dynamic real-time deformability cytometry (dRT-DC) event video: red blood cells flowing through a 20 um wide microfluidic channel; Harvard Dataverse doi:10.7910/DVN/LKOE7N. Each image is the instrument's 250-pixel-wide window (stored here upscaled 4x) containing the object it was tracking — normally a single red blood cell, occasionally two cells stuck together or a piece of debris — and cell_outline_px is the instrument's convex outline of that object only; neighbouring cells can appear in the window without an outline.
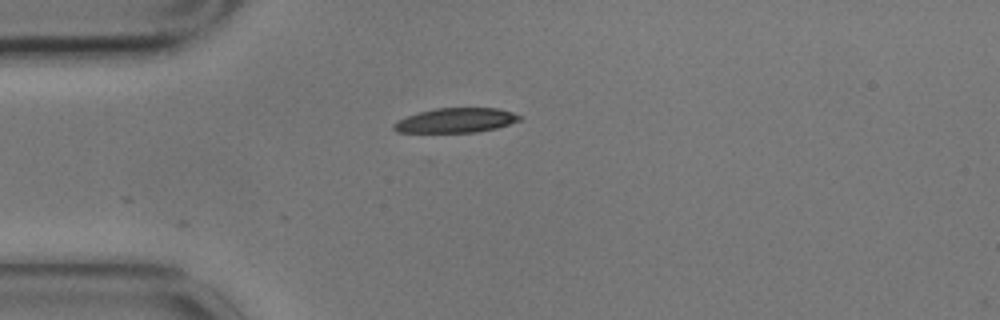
{"species": "common noctule bat (a hibernating species)", "species_latin": "Nyctalus noctula", "temperature_condition": "cold", "stored_images_in_passage": 2, "camera_frame_rate_fps": 3000, "um_per_image_px": 0.085, "animal": {"sex": "male", "body_mass_g": 17.9}, "frame": {"image": 1, "passage_image": 2, "time_ms": 0.333, "image_size_px": [1000, 320], "cell_outline_px": [[524, 116], [520, 120], [496, 128], [476, 132], [396, 132], [392, 128], [392, 124], [408, 116], [420, 112], [436, 108], [496, 108], [512, 112]], "centroid_in_image_um": [38.77, 10.23], "position_along_channel_um": 46.2, "area_um2": 17.86}}